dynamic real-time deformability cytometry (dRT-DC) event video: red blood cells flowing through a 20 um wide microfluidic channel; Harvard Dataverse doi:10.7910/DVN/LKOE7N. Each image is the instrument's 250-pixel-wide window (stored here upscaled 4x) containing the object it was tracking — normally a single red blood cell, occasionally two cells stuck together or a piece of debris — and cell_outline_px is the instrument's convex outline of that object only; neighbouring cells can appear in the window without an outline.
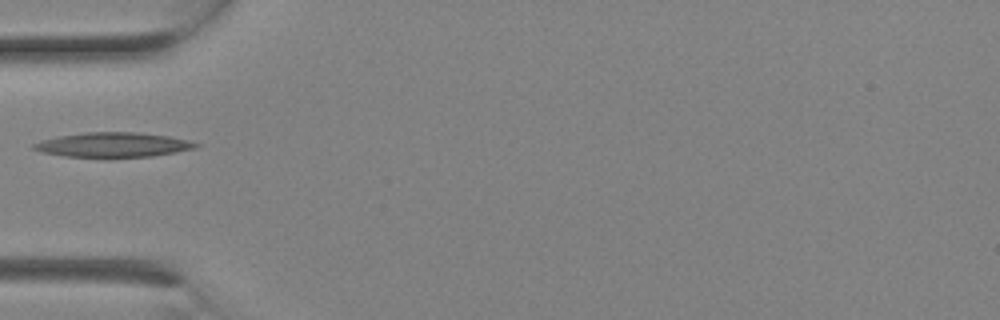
{"species": "Egyptian fruit bat (a non-hibernating species)", "species_latin": "Rousettus aegyptiacus", "temperature_condition": "room temperature", "stored_images_in_passage": 2, "camera_frame_rate_fps": 3000, "um_per_image_px": 0.085, "animal": {"sex": "female"}, "frame": {"image": 1, "passage_image": 2, "time_ms": 0.333, "image_size_px": [1000, 320], "cell_outline_px": [[200, 144], [196, 148], [176, 152], [152, 156], [104, 160], [64, 156], [40, 152], [32, 148], [32, 144], [40, 140], [56, 136], [84, 132], [136, 132], [168, 136], [188, 140]], "centroid_in_image_um": [9.54, 12.34], "position_along_channel_um": 75.5, "area_um2": 24.33}}